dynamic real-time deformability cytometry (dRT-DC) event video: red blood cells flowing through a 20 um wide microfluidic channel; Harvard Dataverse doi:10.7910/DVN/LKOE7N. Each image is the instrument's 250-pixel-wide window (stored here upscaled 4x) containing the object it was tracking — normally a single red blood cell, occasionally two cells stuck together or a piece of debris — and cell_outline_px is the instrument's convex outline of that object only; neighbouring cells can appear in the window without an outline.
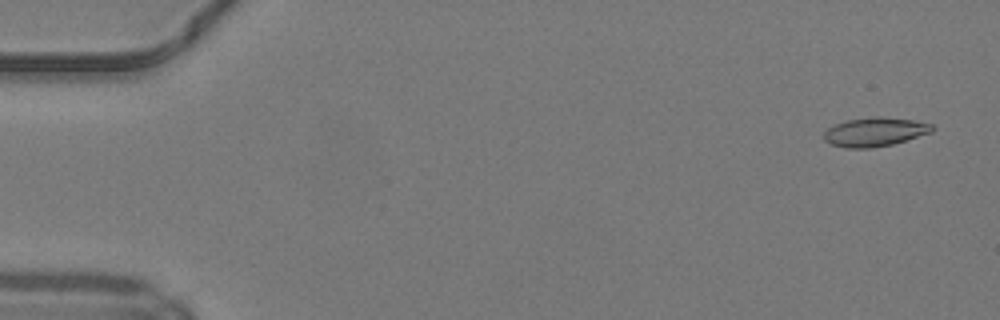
{"species": "common noctule bat (a hibernating species)", "species_latin": "Nyctalus noctula", "temperature_condition": "warm", "stored_images_in_passage": 50, "camera_frame_rate_fps": 3000, "um_per_image_px": 0.085, "animal": {"sex": "male", "body_mass_g": 19.2, "forearm_length_mm": 51.8}, "frame": {"image": 1, "passage_image": 3, "time_ms": 0.667, "image_size_px": [1000, 320], "cell_outline_px": [[936, 128], [932, 132], [892, 144], [872, 148], [844, 148], [832, 144], [824, 140], [824, 132], [828, 128], [836, 124], [848, 120], [876, 116], [880, 116], [912, 120], [932, 124]], "centroid_in_image_um": [74.37, 11.21], "position_along_channel_um": 10.6, "area_um2": 18.15}}
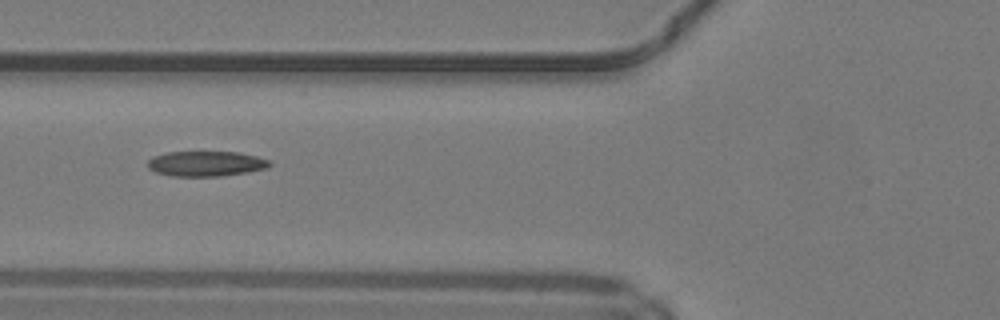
{"frame": {"image": 2, "passage_image": 20, "time_ms": 6.333, "image_size_px": [1000, 320], "cell_outline_px": [[272, 164], [268, 168], [248, 172], [220, 176], [172, 176], [156, 172], [148, 168], [148, 160], [152, 156], [168, 152], [240, 152], [272, 160]], "centroid_in_image_um": [17.54, 13.91], "position_along_channel_um": 108.3, "area_um2": 18.03}}
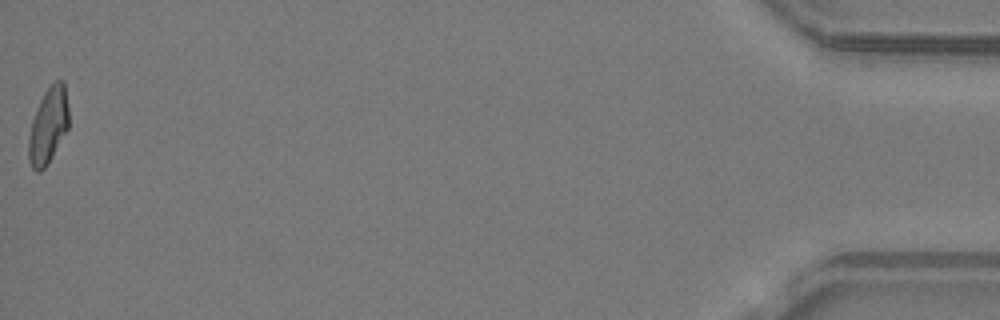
{"frame": {"image": 3, "passage_image": 50, "time_ms": 16.333, "image_size_px": [1000, 320], "cell_outline_px": [[68, 128], [48, 164], [40, 172], [36, 172], [32, 168], [28, 160], [28, 140], [32, 120], [40, 100], [44, 92], [56, 80], [64, 80], [68, 108]], "centroid_in_image_um": [4.09, 10.7], "position_along_channel_um": 431.1, "area_um2": 17.74}, "authors_computed_cell_mechanics": {"area_um2": 18.0047, "velocity_mm_per_s": 4.2329, "shape_relaxation_time_tau1_ms": null, "shape_relaxation_time_tau2_ms": 4.4756, "deformation_change_tau1": null, "deformation_change_tau2": 0.1087}}